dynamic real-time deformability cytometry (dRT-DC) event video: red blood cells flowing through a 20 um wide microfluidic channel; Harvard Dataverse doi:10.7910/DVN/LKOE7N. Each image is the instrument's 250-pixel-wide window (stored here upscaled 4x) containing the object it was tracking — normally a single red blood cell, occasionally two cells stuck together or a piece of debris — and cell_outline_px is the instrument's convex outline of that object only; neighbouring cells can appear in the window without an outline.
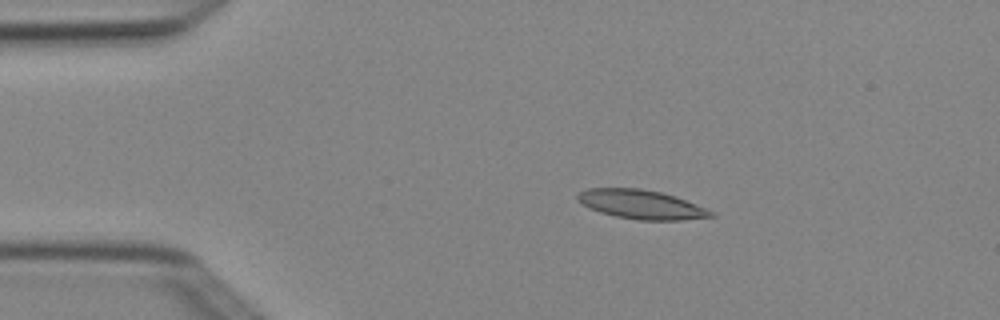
{"species": "Egyptian fruit bat (a non-hibernating species)", "species_latin": "Rousettus aegyptiacus", "temperature_condition": "cold", "stored_images_in_passage": 5, "camera_frame_rate_fps": 3000, "um_per_image_px": 0.085, "animal": {"sex": "female"}, "frame": {"image": 1, "passage_image": 3, "time_ms": 0.667, "image_size_px": [1000, 320], "cell_outline_px": [[716, 216], [680, 220], [640, 220], [616, 216], [600, 212], [588, 208], [576, 200], [576, 196], [580, 192], [588, 188], [640, 188], [660, 192], [676, 196], [716, 212]], "centroid_in_image_um": [54.51, 17.37], "position_along_channel_um": 30.5, "area_um2": 22.66}}
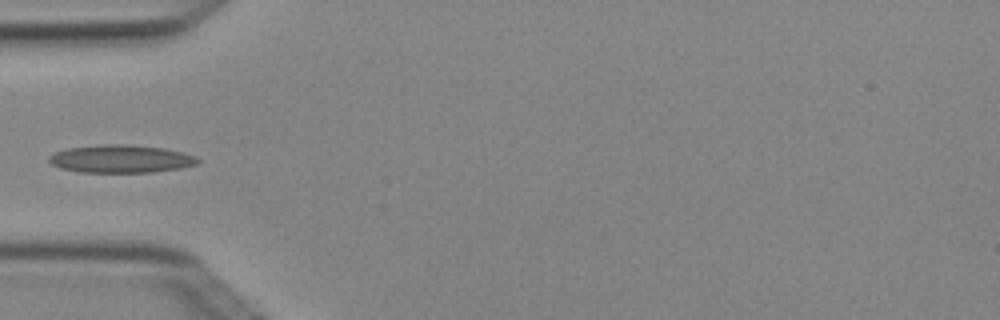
{"frame": {"image": 2, "passage_image": 5, "time_ms": 1.333, "image_size_px": [1000, 320], "cell_outline_px": [[200, 160], [196, 164], [180, 168], [152, 172], [80, 172], [60, 168], [52, 164], [48, 160], [48, 156], [56, 152], [68, 148], [100, 144], [128, 144], [164, 148], [184, 152], [196, 156]], "centroid_in_image_um": [10.28, 13.49], "position_along_channel_um": 74.7, "area_um2": 24.22}}